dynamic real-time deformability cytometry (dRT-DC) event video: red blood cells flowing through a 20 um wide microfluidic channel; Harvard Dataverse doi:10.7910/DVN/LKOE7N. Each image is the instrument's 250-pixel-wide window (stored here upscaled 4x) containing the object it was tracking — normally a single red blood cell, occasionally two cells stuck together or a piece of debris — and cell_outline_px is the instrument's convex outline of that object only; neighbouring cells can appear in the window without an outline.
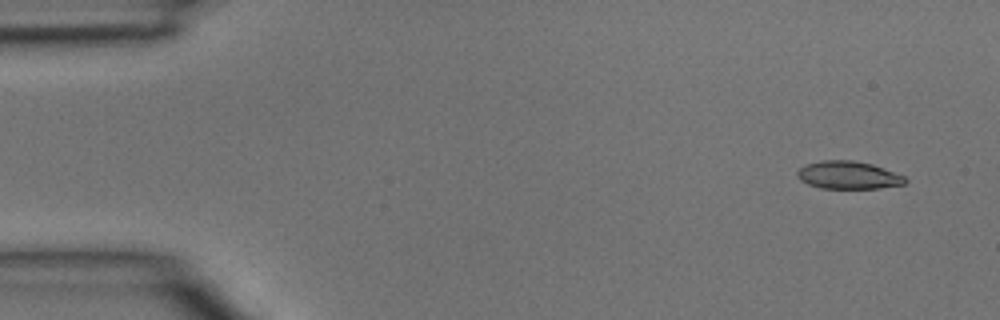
{"species": "common noctule bat (a hibernating species)", "species_latin": "Nyctalus noctula", "temperature_condition": "room temperature", "stored_images_in_passage": 5, "camera_frame_rate_fps": 3000, "um_per_image_px": 0.085, "animal": {"sex": "male", "body_mass_g": 15.6}, "frame": {"image": 1, "passage_image": 1, "time_ms": 0.0, "image_size_px": [1000, 320], "cell_outline_px": [[908, 180], [904, 184], [880, 188], [820, 188], [808, 184], [800, 180], [796, 176], [796, 172], [800, 168], [808, 164], [820, 160], [852, 160], [872, 164], [904, 176]], "centroid_in_image_um": [72.09, 14.88], "position_along_channel_um": 12.9, "area_um2": 17.4}}
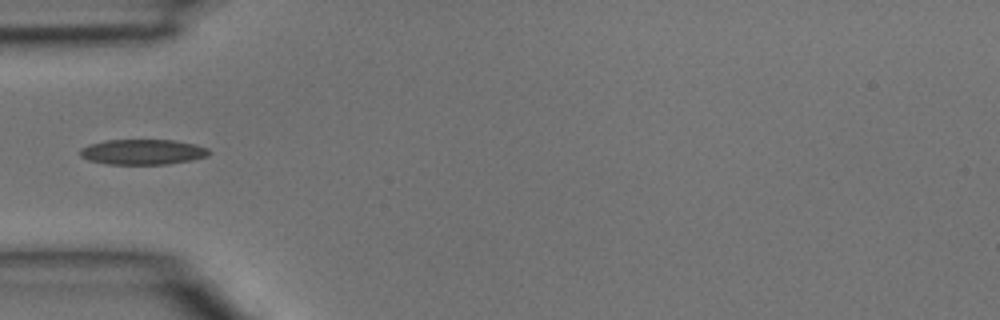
{"frame": {"image": 2, "passage_image": 4, "time_ms": 1.0, "image_size_px": [1000, 320], "cell_outline_px": [[212, 152], [208, 156], [192, 160], [168, 164], [108, 164], [88, 160], [80, 156], [80, 148], [88, 144], [108, 140], [172, 140], [196, 144], [208, 148]], "centroid_in_image_um": [12.15, 12.91], "position_along_channel_um": 72.9, "area_um2": 19.13}}